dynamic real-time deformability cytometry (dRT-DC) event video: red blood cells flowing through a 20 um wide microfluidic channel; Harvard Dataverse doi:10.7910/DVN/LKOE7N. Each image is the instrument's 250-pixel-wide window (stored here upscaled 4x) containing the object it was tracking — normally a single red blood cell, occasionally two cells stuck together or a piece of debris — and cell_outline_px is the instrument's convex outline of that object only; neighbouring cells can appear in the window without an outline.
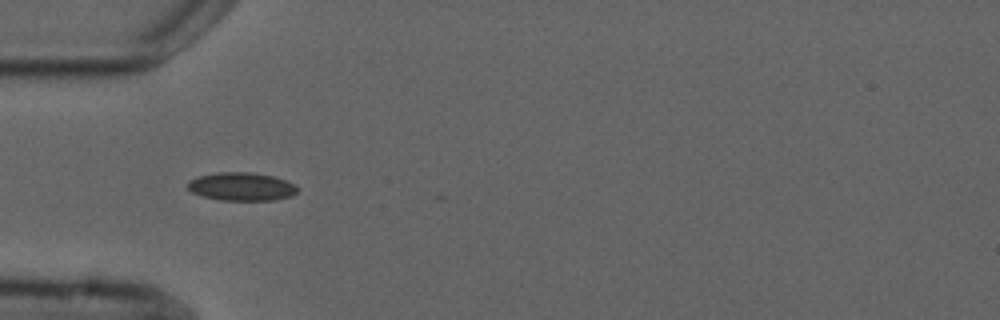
{"species": "common noctule bat (a hibernating species)", "species_latin": "Nyctalus noctula", "temperature_condition": "cold", "stored_images_in_passage": 5, "camera_frame_rate_fps": 3000, "um_per_image_px": 0.085, "animal": {"sex": "male", "forearm_length_mm": 52.5}, "frame": {"image": 1, "passage_image": 5, "time_ms": 5.0, "image_size_px": [1000, 320], "cell_outline_px": [[300, 188], [292, 196], [276, 200], [220, 200], [204, 196], [192, 192], [188, 188], [188, 180], [196, 176], [216, 172], [248, 172], [272, 176], [296, 184]], "centroid_in_image_um": [20.54, 15.85], "position_along_channel_um": 64.5, "area_um2": 18.15}}